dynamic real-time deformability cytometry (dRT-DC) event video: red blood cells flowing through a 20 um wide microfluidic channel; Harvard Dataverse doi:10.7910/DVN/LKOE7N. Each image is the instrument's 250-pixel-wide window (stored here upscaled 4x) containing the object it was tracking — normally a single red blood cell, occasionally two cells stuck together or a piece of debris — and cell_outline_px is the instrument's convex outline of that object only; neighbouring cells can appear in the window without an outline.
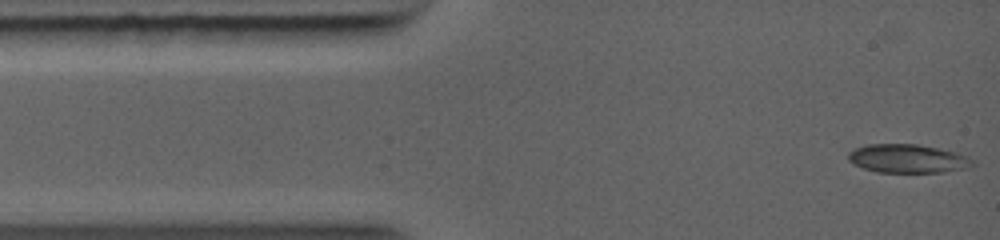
{"species": "common noctule bat (a hibernating species)", "species_latin": "Nyctalus noctula", "temperature_condition": "warm", "stored_images_in_passage": 5, "camera_frame_rate_fps": 5000, "um_per_image_px": 0.085, "animal": {"sex": "female", "body_mass_g": 19.0, "forearm_length_mm": 56.7}, "frame": {"image": 1, "passage_image": 1, "time_ms": 0.0, "image_size_px": [1000, 240], "cell_outline_px": [[976, 164], [964, 168], [944, 172], [876, 172], [864, 168], [848, 160], [848, 152], [864, 144], [916, 144], [956, 152], [968, 156], [976, 160]], "centroid_in_image_um": [77.18, 13.48], "position_along_channel_um": 7.8, "area_um2": 20.69}}
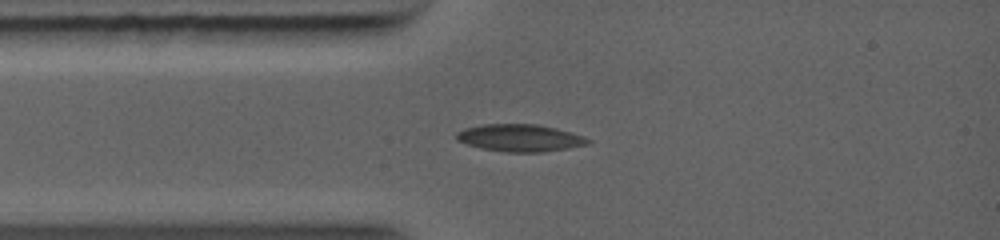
{"frame": {"image": 2, "passage_image": 4, "time_ms": 2.0, "image_size_px": [1000, 240], "cell_outline_px": [[592, 140], [588, 144], [568, 148], [544, 152], [504, 152], [480, 148], [456, 140], [456, 132], [464, 128], [484, 124], [536, 124], [584, 136]], "centroid_in_image_um": [44.16, 11.73], "position_along_channel_um": 40.8, "area_um2": 20.75}}